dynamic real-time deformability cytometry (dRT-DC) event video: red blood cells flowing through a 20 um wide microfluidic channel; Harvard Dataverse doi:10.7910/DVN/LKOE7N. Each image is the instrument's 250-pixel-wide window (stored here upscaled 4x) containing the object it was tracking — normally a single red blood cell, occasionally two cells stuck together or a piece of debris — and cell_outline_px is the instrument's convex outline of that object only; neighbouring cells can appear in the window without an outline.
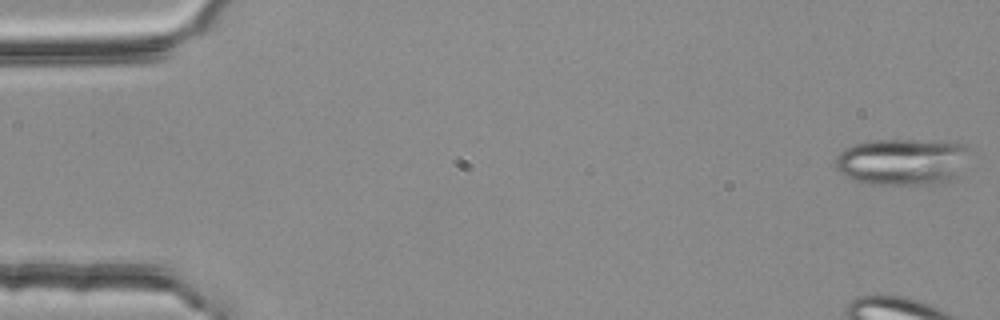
{"species": "common noctule bat (a hibernating species)", "species_latin": "Nyctalus noctula", "temperature_condition": "room temperature", "stored_images_in_passage": 55, "camera_frame_rate_fps": 3000, "um_per_image_px": 0.085, "animal": {"sex": "female", "body_mass_g": 25.1}, "frame": {"image": 1, "passage_image": 1, "time_ms": 0.0, "image_size_px": [1000, 320], "cell_outline_px": [[964, 148], [956, 176], [940, 184], [868, 184], [844, 176], [836, 168], [836, 156], [844, 148], [856, 144], [872, 140], [912, 140], [964, 144]], "centroid_in_image_um": [76.54, 13.76], "position_along_channel_um": 8.5, "area_um2": 35.37}}